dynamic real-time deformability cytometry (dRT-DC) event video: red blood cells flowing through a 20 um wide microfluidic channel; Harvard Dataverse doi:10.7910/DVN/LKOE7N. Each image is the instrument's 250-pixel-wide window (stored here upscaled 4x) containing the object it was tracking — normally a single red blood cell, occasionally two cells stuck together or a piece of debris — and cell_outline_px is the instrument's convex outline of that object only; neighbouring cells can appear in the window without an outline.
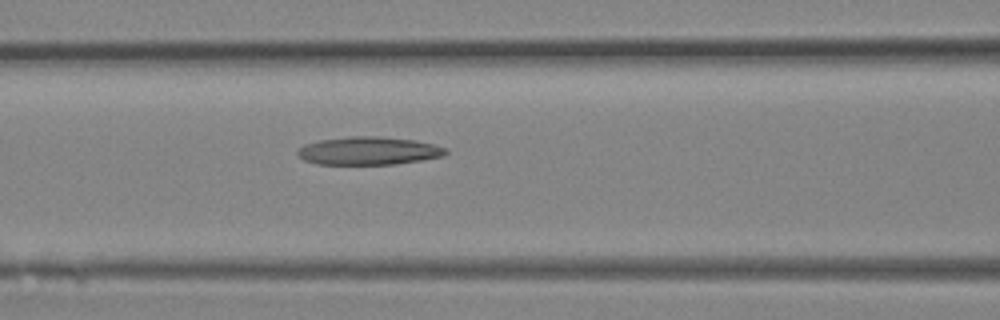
{"species": "Egyptian fruit bat (a non-hibernating species)", "species_latin": "Rousettus aegyptiacus", "temperature_condition": "room temperature", "stored_images_in_passage": 6, "camera_frame_rate_fps": 3000, "um_per_image_px": 0.085, "animal": {"sex": "female"}, "frame": {"image": 1, "passage_image": 4, "time_ms": 1.0, "image_size_px": [1000, 320], "cell_outline_px": [[448, 152], [444, 156], [396, 164], [316, 164], [304, 160], [296, 152], [304, 144], [320, 140], [352, 136], [376, 136], [412, 140], [432, 144], [448, 148]], "centroid_in_image_um": [31.33, 12.82], "position_along_channel_um": 135.3, "area_um2": 24.04}}
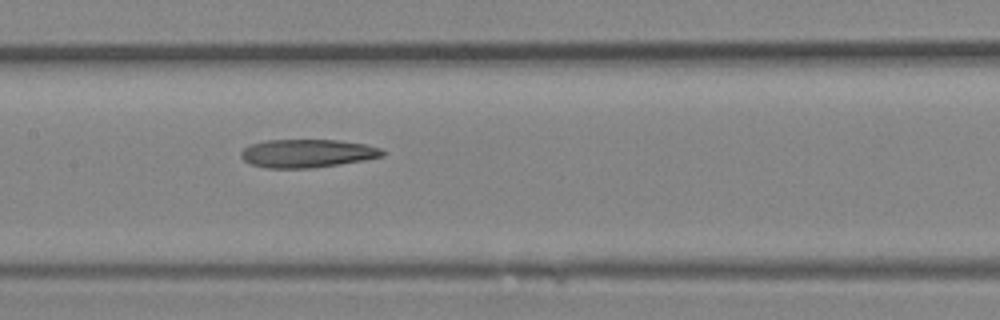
{"frame": {"image": 2, "passage_image": 6, "time_ms": 1.667, "image_size_px": [1000, 320], "cell_outline_px": [[384, 156], [364, 160], [340, 164], [312, 168], [268, 168], [252, 164], [244, 160], [240, 156], [240, 152], [248, 144], [264, 140], [336, 140], [364, 144], [380, 148], [384, 152]], "centroid_in_image_um": [26.08, 13.03], "position_along_channel_um": 181.3, "area_um2": 23.29}}